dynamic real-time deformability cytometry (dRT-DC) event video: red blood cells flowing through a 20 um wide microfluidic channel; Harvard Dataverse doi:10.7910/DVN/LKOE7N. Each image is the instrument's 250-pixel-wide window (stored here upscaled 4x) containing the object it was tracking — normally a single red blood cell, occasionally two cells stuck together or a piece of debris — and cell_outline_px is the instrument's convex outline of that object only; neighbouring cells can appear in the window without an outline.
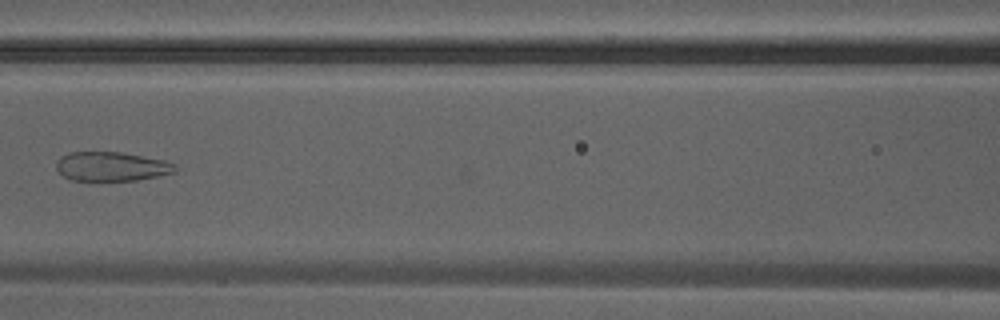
{"species": "Egyptian fruit bat (a non-hibernating species)", "species_latin": "Rousettus aegyptiacus", "temperature_condition": "warm", "stored_images_in_passage": 9, "camera_frame_rate_fps": 3000, "um_per_image_px": 0.085, "animal": {"sex": "male"}, "frame": {"image": 1, "passage_image": 7, "time_ms": 2.0, "image_size_px": [1000, 320], "cell_outline_px": [[176, 172], [136, 180], [72, 180], [64, 176], [56, 168], [56, 164], [60, 156], [68, 152], [120, 152], [164, 160], [176, 164]], "centroid_in_image_um": [9.47, 14.14], "position_along_channel_um": 157.1, "area_um2": 20.06}}